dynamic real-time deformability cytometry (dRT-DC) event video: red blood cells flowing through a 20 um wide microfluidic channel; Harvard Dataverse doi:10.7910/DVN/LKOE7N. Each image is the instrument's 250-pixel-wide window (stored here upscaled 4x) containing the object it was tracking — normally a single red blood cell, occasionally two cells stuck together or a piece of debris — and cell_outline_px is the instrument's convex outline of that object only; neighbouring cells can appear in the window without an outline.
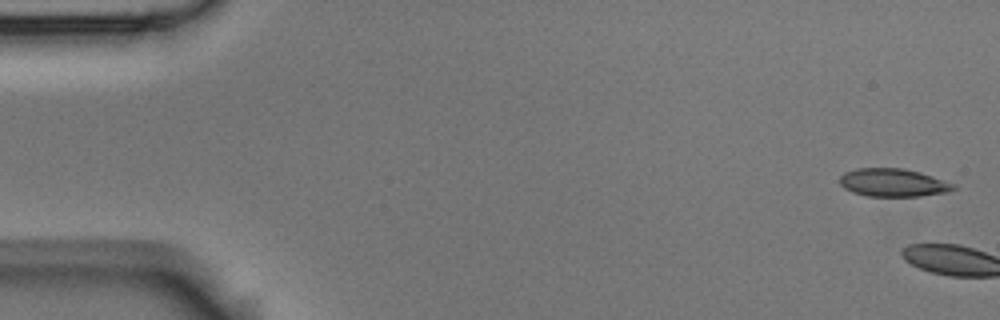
{"species": "Egyptian fruit bat (a non-hibernating species)", "species_latin": "Rousettus aegyptiacus", "temperature_condition": "room temperature", "stored_images_in_passage": 5, "camera_frame_rate_fps": 3000, "um_per_image_px": 0.085, "animal": {"sex": "male"}, "frame": {"image": 1, "passage_image": 1, "time_ms": 0.0, "image_size_px": [1000, 320], "cell_outline_px": [[956, 188], [948, 192], [920, 196], [868, 196], [852, 192], [844, 188], [840, 184], [840, 176], [844, 172], [856, 168], [904, 168], [920, 172], [956, 184]], "centroid_in_image_um": [75.92, 15.52], "position_along_channel_um": 9.1, "area_um2": 18.67}}